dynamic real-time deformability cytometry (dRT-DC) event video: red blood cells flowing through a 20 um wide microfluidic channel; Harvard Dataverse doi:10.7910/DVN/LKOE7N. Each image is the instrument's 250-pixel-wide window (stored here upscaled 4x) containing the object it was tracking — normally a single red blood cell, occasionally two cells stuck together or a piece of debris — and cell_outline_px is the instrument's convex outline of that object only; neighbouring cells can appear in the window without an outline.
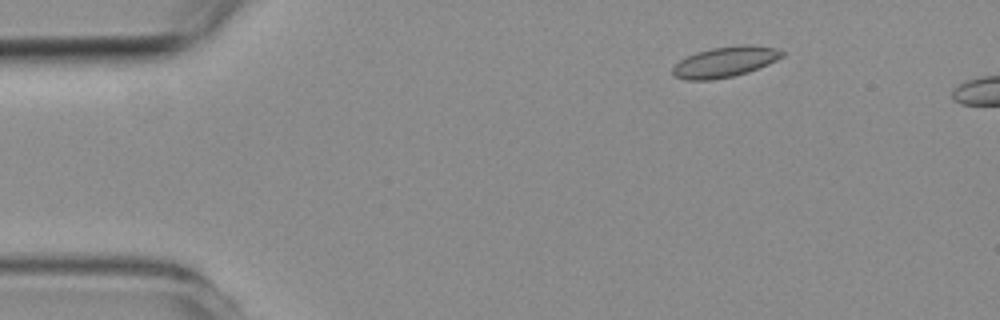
{"species": "common noctule bat (a hibernating species)", "species_latin": "Nyctalus noctula", "temperature_condition": "room temperature", "stored_images_in_passage": 2, "camera_frame_rate_fps": 3000, "um_per_image_px": 0.085, "animal": {"sex": "female", "body_mass_g": 19.3, "forearm_length_mm": 54.1}, "frame": {"image": 1, "passage_image": 1, "time_ms": 0.0, "image_size_px": [1000, 320], "cell_outline_px": [[784, 56], [768, 64], [748, 72], [732, 76], [712, 80], [688, 80], [672, 76], [672, 68], [680, 60], [696, 52], [712, 48], [744, 44], [748, 44], [776, 48], [784, 52]], "centroid_in_image_um": [61.62, 5.26], "position_along_channel_um": 23.4, "area_um2": 19.42}}